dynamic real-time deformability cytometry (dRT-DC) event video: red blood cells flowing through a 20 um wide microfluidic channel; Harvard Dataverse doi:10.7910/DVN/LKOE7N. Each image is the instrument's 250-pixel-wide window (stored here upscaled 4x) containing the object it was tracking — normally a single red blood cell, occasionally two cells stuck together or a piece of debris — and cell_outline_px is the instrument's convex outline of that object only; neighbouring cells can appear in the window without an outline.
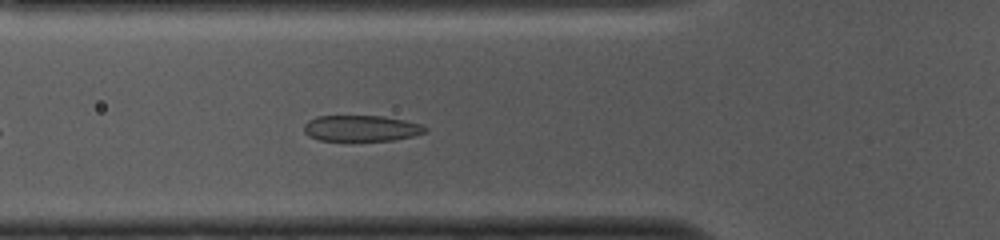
{"species": "common noctule bat (a hibernating species)", "species_latin": "Nyctalus noctula", "temperature_condition": "cold", "stored_images_in_passage": 43, "camera_frame_rate_fps": 3000, "um_per_image_px": 0.085, "animal": {"sex": "female", "body_mass_g": 10.0, "forearm_length_mm": 53.1}, "frame": {"image": 1, "passage_image": 8, "time_ms": 2.333, "image_size_px": [1000, 240], "cell_outline_px": [[428, 128], [424, 132], [412, 136], [392, 140], [320, 140], [308, 136], [304, 132], [304, 124], [308, 120], [316, 116], [384, 116], [424, 124]], "centroid_in_image_um": [30.7, 10.89], "position_along_channel_um": 95.1, "area_um2": 18.32}}
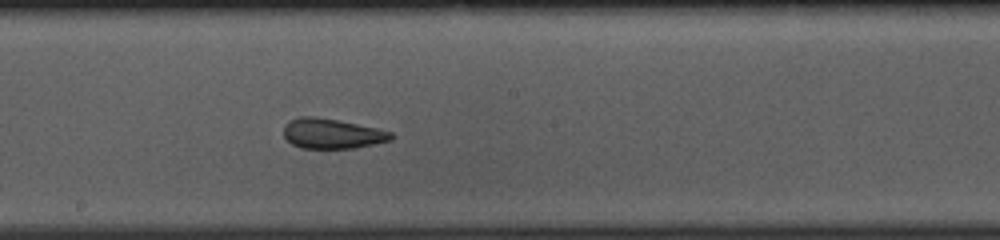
{"frame": {"image": 2, "passage_image": 18, "time_ms": 5.667, "image_size_px": [1000, 240], "cell_outline_px": [[396, 136], [392, 140], [356, 148], [304, 148], [292, 144], [284, 136], [284, 124], [288, 120], [300, 116], [316, 116], [340, 120], [376, 128], [392, 132]], "centroid_in_image_um": [28.24, 11.34], "position_along_channel_um": 220.0, "area_um2": 19.02}}
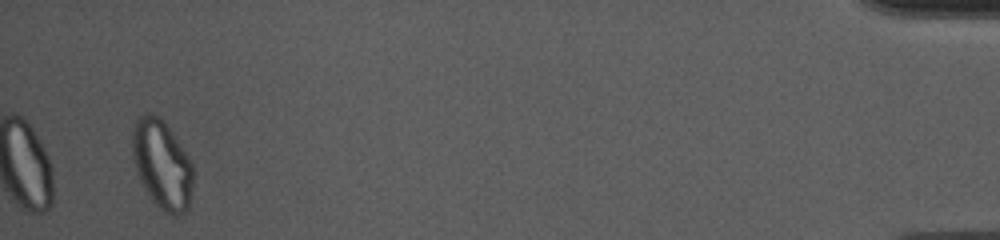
{"frame": {"image": 3, "passage_image": 41, "time_ms": 13.333, "image_size_px": [1000, 240], "cell_outline_px": [[192, 188], [188, 208], [184, 212], [176, 216], [172, 216], [164, 212], [152, 200], [144, 188], [140, 180], [132, 156], [132, 128], [136, 120], [140, 116], [160, 116], [172, 132], [188, 156], [192, 164]], "centroid_in_image_um": [13.77, 14.01], "position_along_channel_um": 421.4, "area_um2": 31.1}, "authors_computed_cell_mechanics": {"area_um2": 19.9988, "velocity_mm_per_s": 3.739, "shape_relaxation_time_tau1_ms": 6.7734, "shape_relaxation_time_tau2_ms": 1.3065, "deformation_change_tau1": 0.1798, "deformation_change_tau2": 0.0914}}